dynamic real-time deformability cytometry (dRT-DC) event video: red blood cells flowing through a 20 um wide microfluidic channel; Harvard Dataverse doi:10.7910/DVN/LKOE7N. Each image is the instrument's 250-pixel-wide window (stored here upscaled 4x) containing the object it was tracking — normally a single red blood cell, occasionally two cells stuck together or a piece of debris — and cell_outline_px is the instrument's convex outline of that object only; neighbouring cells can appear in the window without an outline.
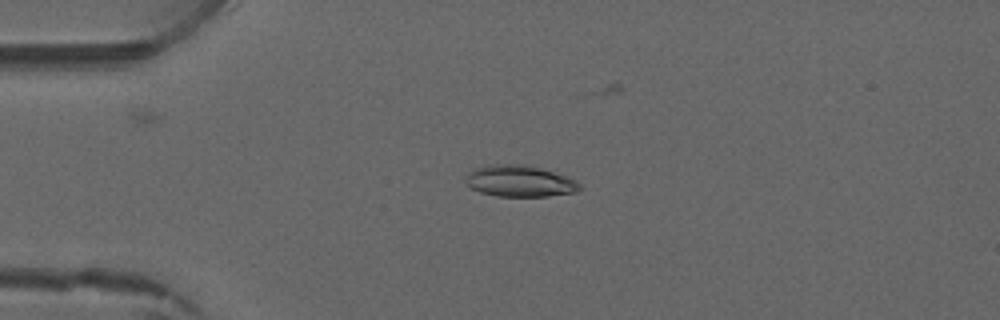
{"species": "common noctule bat (a hibernating species)", "species_latin": "Nyctalus noctula", "temperature_condition": "warm", "stored_images_in_passage": 5, "camera_frame_rate_fps": 3000, "um_per_image_px": 0.085, "animal": {"sex": "male", "forearm_length_mm": 52.5}, "frame": {"image": 1, "passage_image": 4, "time_ms": 3.333, "image_size_px": [1000, 320], "cell_outline_px": [[580, 188], [576, 192], [548, 196], [496, 196], [480, 192], [472, 188], [464, 180], [468, 172], [472, 168], [496, 164], [528, 164], [576, 180], [580, 184]], "centroid_in_image_um": [44.14, 15.39], "position_along_channel_um": 40.9, "area_um2": 20.81}}